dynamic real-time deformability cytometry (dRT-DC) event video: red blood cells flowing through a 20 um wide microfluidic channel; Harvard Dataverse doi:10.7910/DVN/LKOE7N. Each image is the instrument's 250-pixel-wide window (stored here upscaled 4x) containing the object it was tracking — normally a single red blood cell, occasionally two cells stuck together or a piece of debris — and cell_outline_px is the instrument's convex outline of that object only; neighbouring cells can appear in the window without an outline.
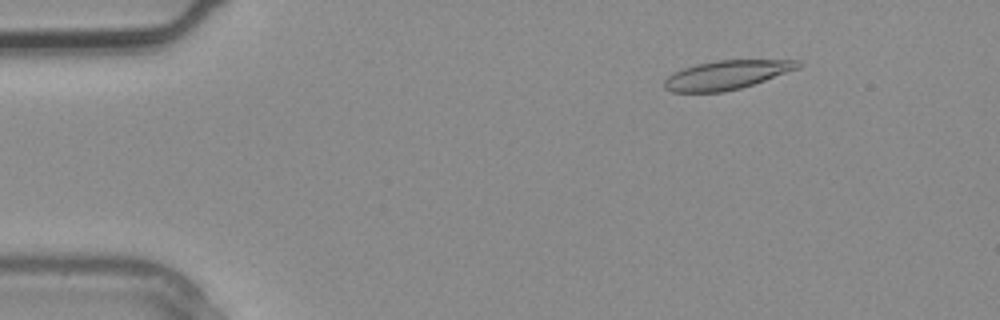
{"species": "common noctule bat (a hibernating species)", "species_latin": "Nyctalus noctula", "temperature_condition": "warm", "stored_images_in_passage": 2, "camera_frame_rate_fps": 3000, "um_per_image_px": 0.085, "animal": {"sex": "male", "body_mass_g": 20.4}, "frame": {"image": 1, "passage_image": 1, "time_ms": 0.0, "image_size_px": [1000, 320], "cell_outline_px": [[804, 64], [800, 68], [740, 88], [724, 92], [672, 92], [664, 88], [664, 80], [672, 72], [696, 64], [716, 60], [800, 60]], "centroid_in_image_um": [61.76, 6.36], "position_along_channel_um": 23.2, "area_um2": 22.54}}